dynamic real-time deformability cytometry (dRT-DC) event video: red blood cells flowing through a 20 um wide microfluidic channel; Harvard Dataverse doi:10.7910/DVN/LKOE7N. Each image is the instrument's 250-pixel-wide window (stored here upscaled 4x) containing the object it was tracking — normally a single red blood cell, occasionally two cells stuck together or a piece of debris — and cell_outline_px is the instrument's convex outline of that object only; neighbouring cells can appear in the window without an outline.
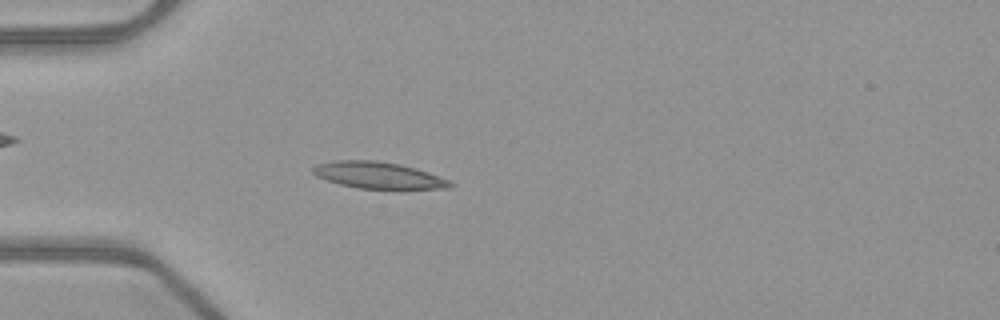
{"species": "common noctule bat (a hibernating species)", "species_latin": "Nyctalus noctula", "temperature_condition": "warm", "stored_images_in_passage": 42, "camera_frame_rate_fps": 3000, "um_per_image_px": 0.085, "animal": {"sex": "female", "body_mass_g": 21.9}, "frame": {"image": 1, "passage_image": 6, "time_ms": 1.667, "image_size_px": [1000, 320], "cell_outline_px": [[456, 184], [448, 188], [356, 188], [340, 184], [316, 176], [312, 172], [312, 168], [316, 164], [332, 160], [376, 160], [400, 164], [448, 180]], "centroid_in_image_um": [32.06, 14.88], "position_along_channel_um": 52.9, "area_um2": 20.81}}
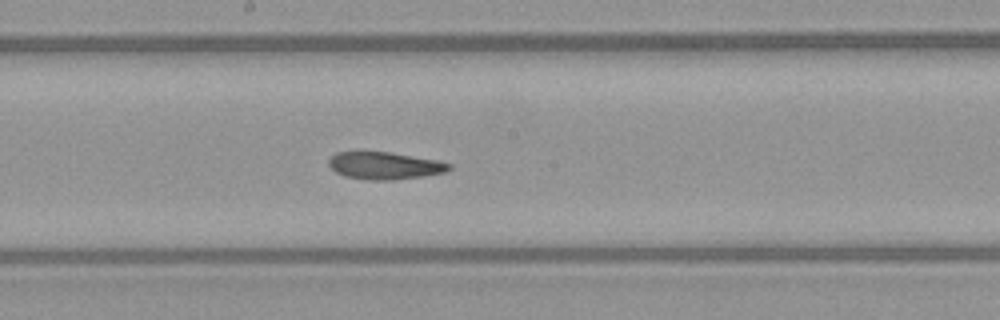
{"frame": {"image": 2, "passage_image": 19, "time_ms": 6.0, "image_size_px": [1000, 320], "cell_outline_px": [[452, 168], [444, 172], [424, 176], [392, 180], [368, 180], [344, 176], [336, 172], [328, 164], [328, 160], [336, 152], [360, 148], [388, 152], [436, 160], [452, 164]], "centroid_in_image_um": [32.61, 14.04], "position_along_channel_um": 215.6, "area_um2": 19.77}}
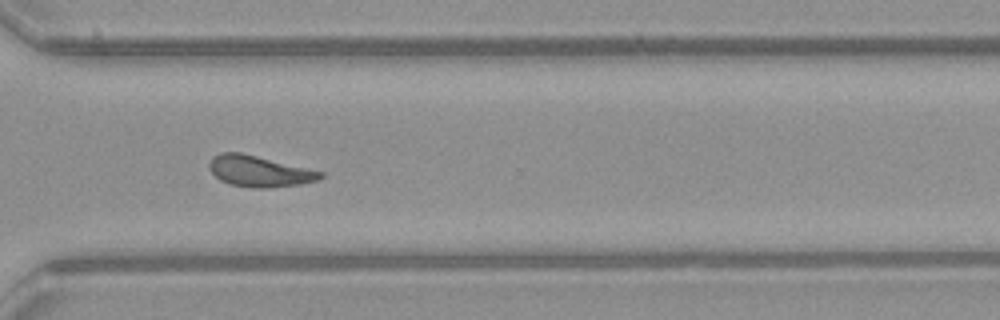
{"frame": {"image": 3, "passage_image": 29, "time_ms": 9.333, "image_size_px": [1000, 320], "cell_outline_px": [[324, 176], [316, 180], [300, 184], [268, 188], [252, 188], [232, 184], [220, 180], [208, 168], [208, 164], [212, 156], [220, 152], [240, 152], [324, 172]], "centroid_in_image_um": [22.01, 14.55], "position_along_channel_um": 348.6, "area_um2": 20.0}, "authors_computed_cell_mechanics": {"area_um2": 19.8543, "velocity_mm_per_s": 4.0053, "shape_relaxation_time_tau1_ms": 6.4983, "shape_relaxation_time_tau2_ms": 2.7244, "deformation_change_tau1": 0.1862, "deformation_change_tau2": 0.1089}}